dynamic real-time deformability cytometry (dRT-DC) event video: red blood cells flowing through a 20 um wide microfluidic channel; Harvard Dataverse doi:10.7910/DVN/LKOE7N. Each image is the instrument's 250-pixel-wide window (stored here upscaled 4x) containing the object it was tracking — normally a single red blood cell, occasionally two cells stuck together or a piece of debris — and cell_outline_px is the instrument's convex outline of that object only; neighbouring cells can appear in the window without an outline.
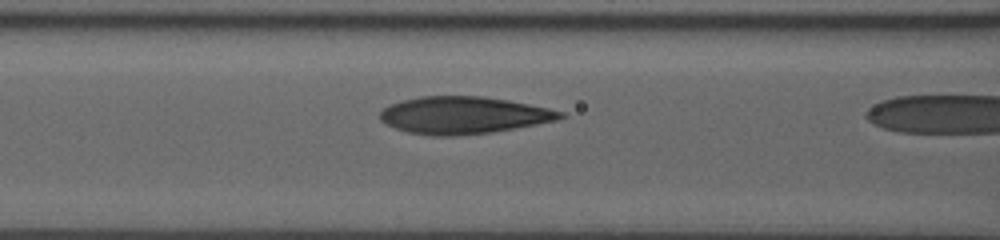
{"species": "human", "species_latin": "Homo sapiens", "temperature_condition": "room temperature", "stored_images_in_passage": 16, "camera_frame_rate_fps": 3000, "um_per_image_px": 0.085, "donor": {"sex": "male"}, "frame": {"image": 1, "passage_image": 15, "time_ms": 4.667, "image_size_px": [1000, 240], "cell_outline_px": [[568, 116], [556, 120], [536, 124], [492, 132], [452, 136], [432, 136], [408, 132], [396, 128], [380, 120], [380, 112], [384, 108], [392, 104], [404, 100], [420, 96], [484, 96], [508, 100], [548, 108], [564, 112]], "centroid_in_image_um": [39.41, 9.79], "position_along_channel_um": 127.2, "area_um2": 38.84}}